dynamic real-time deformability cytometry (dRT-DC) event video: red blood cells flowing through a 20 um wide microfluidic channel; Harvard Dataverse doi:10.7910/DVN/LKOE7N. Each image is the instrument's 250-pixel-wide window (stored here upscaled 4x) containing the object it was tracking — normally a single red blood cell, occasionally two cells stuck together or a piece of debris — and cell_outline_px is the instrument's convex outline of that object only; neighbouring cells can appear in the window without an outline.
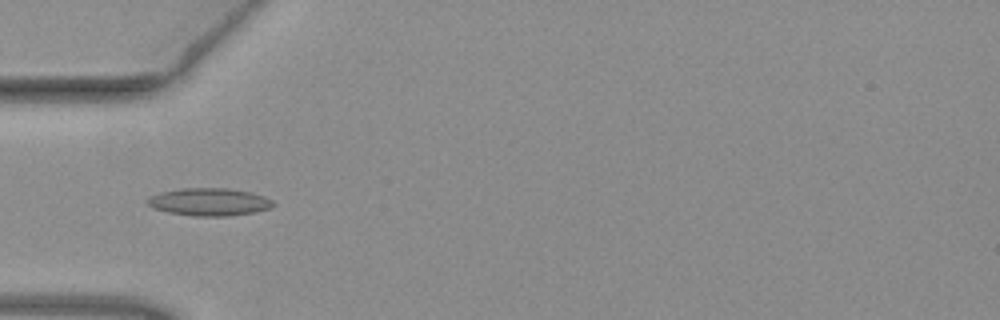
{"species": "common noctule bat (a hibernating species)", "species_latin": "Nyctalus noctula", "temperature_condition": "warm", "stored_images_in_passage": 49, "camera_frame_rate_fps": 3000, "um_per_image_px": 0.085, "animal": {"sex": "female", "body_mass_g": 19.3, "forearm_length_mm": 54.1}, "frame": {"image": 1, "passage_image": 15, "time_ms": 4.667, "image_size_px": [1000, 320], "cell_outline_px": [[276, 204], [268, 208], [252, 212], [228, 216], [196, 216], [168, 212], [152, 208], [144, 204], [144, 200], [160, 192], [184, 188], [228, 188], [252, 192], [264, 196], [272, 200]], "centroid_in_image_um": [17.74, 17.15], "position_along_channel_um": 67.3, "area_um2": 20.29}}
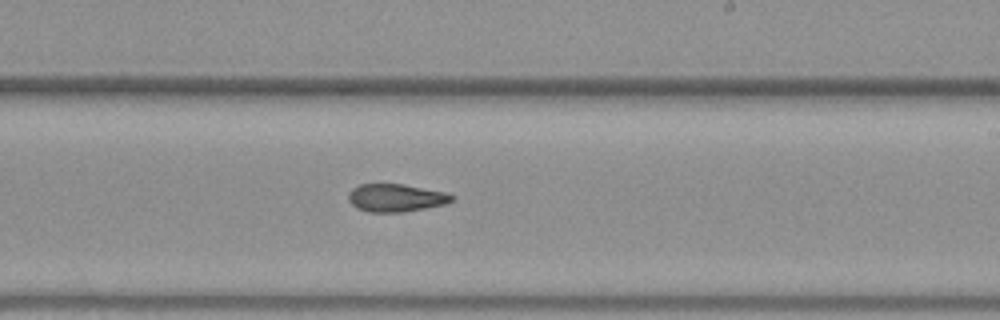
{"frame": {"image": 2, "passage_image": 29, "time_ms": 9.333, "image_size_px": [1000, 320], "cell_outline_px": [[456, 200], [444, 204], [404, 212], [368, 212], [356, 208], [348, 200], [348, 196], [352, 188], [360, 184], [400, 184], [444, 192], [456, 196]], "centroid_in_image_um": [33.64, 16.82], "position_along_channel_um": 255.4, "area_um2": 16.7}}
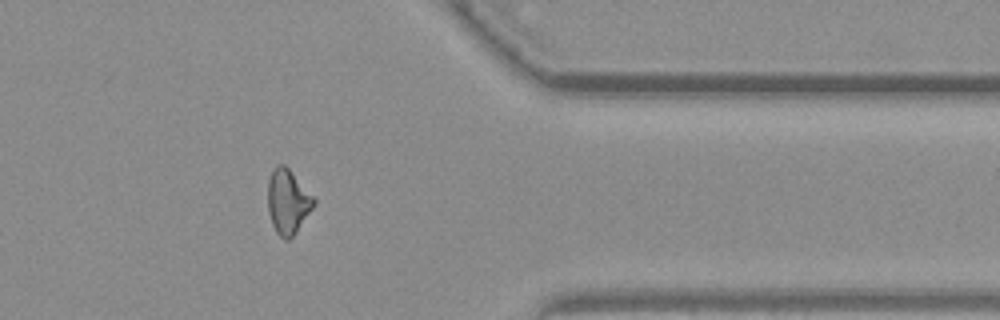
{"frame": {"image": 3, "passage_image": 40, "time_ms": 13.0, "image_size_px": [1000, 320], "cell_outline_px": [[316, 204], [292, 236], [288, 240], [284, 240], [276, 232], [272, 224], [268, 212], [268, 180], [276, 164], [284, 164], [292, 172], [316, 200]], "centroid_in_image_um": [24.45, 17.13], "position_along_channel_um": 386.9, "area_um2": 17.11}, "authors_computed_cell_mechanics": {"area_um2": 17.629, "velocity_mm_per_s": 4.0252, "shape_relaxation_time_tau1_ms": 6.8417, "shape_relaxation_time_tau2_ms": 2.8186, "deformation_change_tau1": 0.1838, "deformation_change_tau2": 0.0985}}